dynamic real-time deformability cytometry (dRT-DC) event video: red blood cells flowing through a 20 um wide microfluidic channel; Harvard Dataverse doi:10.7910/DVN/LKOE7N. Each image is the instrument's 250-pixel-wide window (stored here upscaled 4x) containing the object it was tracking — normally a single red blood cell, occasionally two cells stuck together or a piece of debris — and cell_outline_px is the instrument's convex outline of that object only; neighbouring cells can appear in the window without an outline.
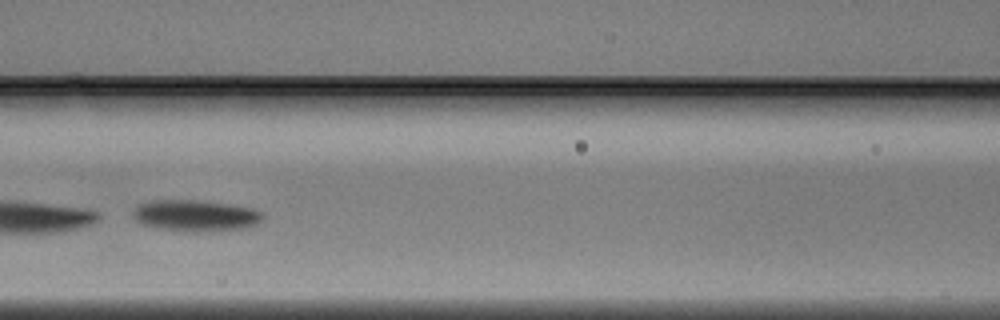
{"species": "Egyptian fruit bat (a non-hibernating species)", "species_latin": "Rousettus aegyptiacus", "temperature_condition": "warm", "stored_images_in_passage": 8, "camera_frame_rate_fps": 3000, "um_per_image_px": 0.085, "animal": {"sex": "male"}, "frame": {"image": 1, "passage_image": 8, "time_ms": 2.333, "image_size_px": [1000, 320], "cell_outline_px": [[264, 220], [256, 224], [244, 228], [216, 232], [192, 232], [152, 228], [140, 224], [132, 216], [132, 212], [136, 204], [152, 200], [200, 200], [232, 204], [252, 208], [264, 212]], "centroid_in_image_um": [16.61, 18.33], "position_along_channel_um": 150.0, "area_um2": 24.57}}